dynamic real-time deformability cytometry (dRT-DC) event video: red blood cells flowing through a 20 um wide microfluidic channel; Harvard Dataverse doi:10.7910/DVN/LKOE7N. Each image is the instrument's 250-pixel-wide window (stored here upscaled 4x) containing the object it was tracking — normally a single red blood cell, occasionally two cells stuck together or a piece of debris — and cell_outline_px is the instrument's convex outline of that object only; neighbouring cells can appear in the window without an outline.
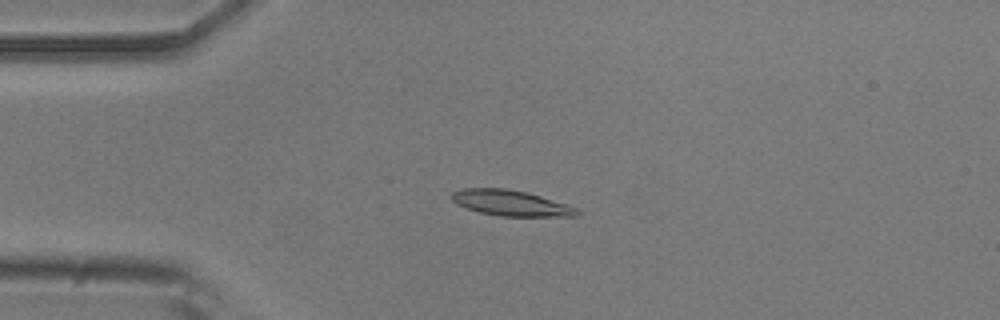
{"species": "common noctule bat (a hibernating species)", "species_latin": "Nyctalus noctula", "temperature_condition": "room temperature", "stored_images_in_passage": 53, "camera_frame_rate_fps": 3000, "um_per_image_px": 0.085, "animal": {"sex": "male", "body_mass_g": 20.5, "forearm_length_mm": 52.5}, "frame": {"image": 1, "passage_image": 12, "time_ms": 3.667, "image_size_px": [1000, 320], "cell_outline_px": [[584, 212], [580, 216], [500, 216], [480, 212], [456, 204], [452, 200], [452, 192], [464, 188], [508, 188], [528, 192], [576, 208]], "centroid_in_image_um": [43.44, 17.25], "position_along_channel_um": 41.6, "area_um2": 18.67}}
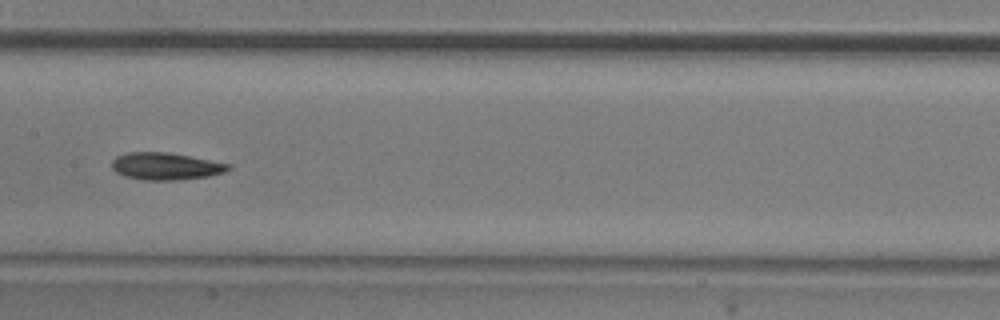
{"frame": {"image": 2, "passage_image": 26, "time_ms": 8.333, "image_size_px": [1000, 320], "cell_outline_px": [[232, 168], [224, 172], [208, 176], [180, 180], [144, 180], [124, 176], [116, 172], [112, 168], [112, 160], [116, 156], [128, 152], [168, 152], [232, 164]], "centroid_in_image_um": [14.09, 14.13], "position_along_channel_um": 193.3, "area_um2": 18.55}}
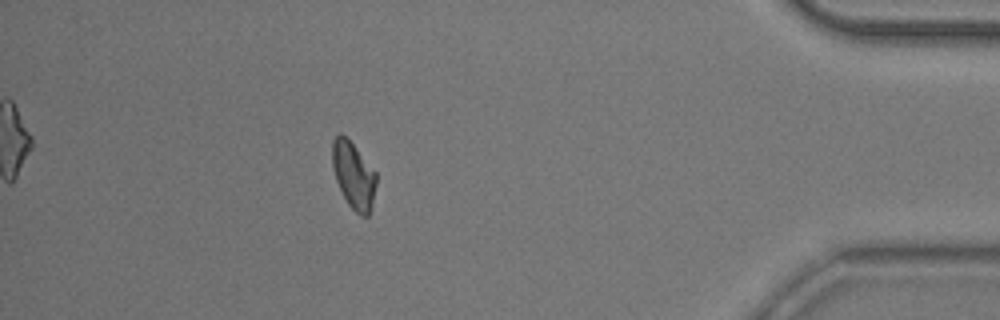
{"frame": {"image": 3, "passage_image": 47, "time_ms": 15.333, "image_size_px": [1000, 320], "cell_outline_px": [[376, 184], [372, 204], [368, 216], [364, 216], [356, 212], [348, 204], [336, 180], [332, 164], [332, 140], [340, 132], [356, 148], [376, 172]], "centroid_in_image_um": [30.04, 14.89], "position_along_channel_um": 405.2, "area_um2": 16.76}, "authors_computed_cell_mechanics": {"area_um2": 17.8602, "velocity_mm_per_s": 3.716, "shape_relaxation_time_tau1_ms": 8.1291, "shape_relaxation_time_tau2_ms": null, "deformation_change_tau1": 0.1724, "deformation_change_tau2": null}}